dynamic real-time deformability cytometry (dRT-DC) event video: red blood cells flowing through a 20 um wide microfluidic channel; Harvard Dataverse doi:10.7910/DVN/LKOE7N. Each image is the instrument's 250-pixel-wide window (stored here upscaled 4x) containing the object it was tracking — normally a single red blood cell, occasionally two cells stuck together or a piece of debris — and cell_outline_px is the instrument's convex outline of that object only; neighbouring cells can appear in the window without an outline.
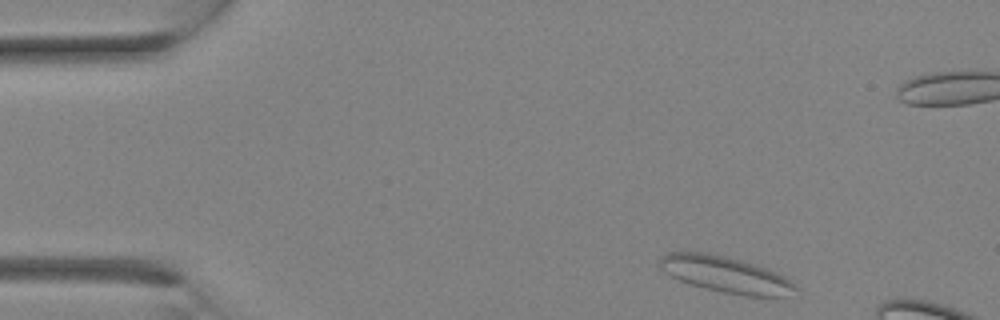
{"species": "Egyptian fruit bat (a non-hibernating species)", "species_latin": "Rousettus aegyptiacus", "temperature_condition": "room temperature", "stored_images_in_passage": 5, "camera_frame_rate_fps": 3000, "um_per_image_px": 0.085, "animal": {"sex": "female"}, "frame": {"image": 1, "passage_image": 1, "time_ms": 0.0, "image_size_px": [1000, 320], "cell_outline_px": [[800, 288], [788, 296], [744, 296], [704, 288], [688, 284], [672, 276], [660, 268], [660, 256], [668, 252], [708, 252], [740, 260], [768, 268], [792, 280]], "centroid_in_image_um": [61.72, 23.34], "position_along_channel_um": 23.3, "area_um2": 28.78}}